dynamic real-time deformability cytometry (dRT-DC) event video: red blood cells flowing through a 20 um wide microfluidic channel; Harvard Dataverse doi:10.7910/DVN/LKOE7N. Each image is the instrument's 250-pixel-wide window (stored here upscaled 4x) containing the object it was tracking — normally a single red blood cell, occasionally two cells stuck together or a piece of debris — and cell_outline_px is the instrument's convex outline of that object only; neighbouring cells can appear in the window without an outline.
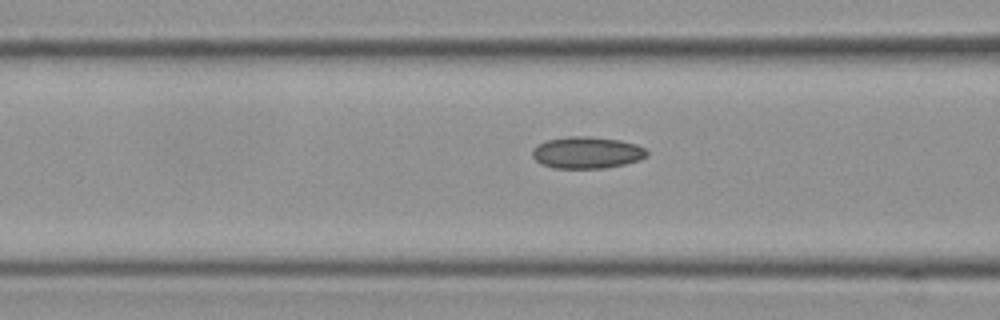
{"species": "Egyptian fruit bat (a non-hibernating species)", "species_latin": "Rousettus aegyptiacus", "temperature_condition": "cold", "stored_images_in_passage": 19, "camera_frame_rate_fps": 3000, "um_per_image_px": 0.085, "frame": {"image": 1, "passage_image": 16, "time_ms": 5.0, "image_size_px": [1000, 320], "cell_outline_px": [[648, 156], [640, 160], [624, 164], [604, 168], [552, 168], [540, 164], [532, 156], [532, 148], [548, 140], [568, 136], [588, 136], [620, 140], [636, 144], [644, 148], [648, 152]], "centroid_in_image_um": [49.89, 12.97], "position_along_channel_um": 116.7, "area_um2": 21.27}}